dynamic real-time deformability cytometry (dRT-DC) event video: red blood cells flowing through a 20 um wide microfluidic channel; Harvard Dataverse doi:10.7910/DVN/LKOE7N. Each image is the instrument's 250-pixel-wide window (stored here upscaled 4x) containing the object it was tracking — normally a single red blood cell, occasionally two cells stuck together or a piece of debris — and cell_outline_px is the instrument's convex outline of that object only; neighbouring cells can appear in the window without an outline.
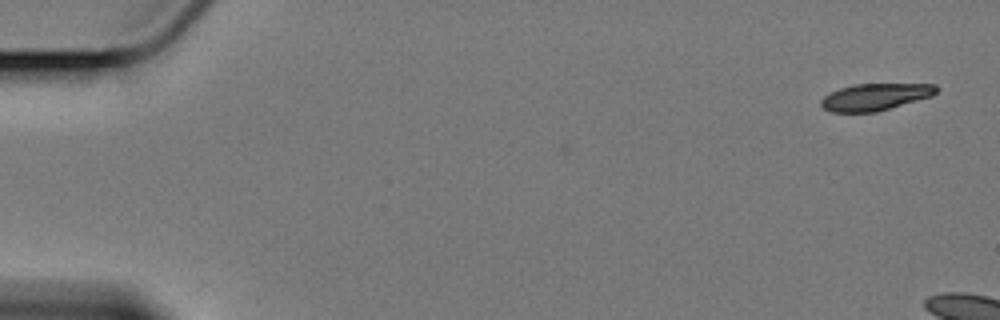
{"species": "Egyptian fruit bat (a non-hibernating species)", "species_latin": "Rousettus aegyptiacus", "temperature_condition": "cold", "stored_images_in_passage": 4, "camera_frame_rate_fps": 3000, "um_per_image_px": 0.085, "animal": {"sex": "female"}, "frame": {"image": 1, "passage_image": 1, "time_ms": 0.0, "image_size_px": [1000, 320], "cell_outline_px": [[940, 88], [932, 96], [876, 112], [832, 112], [824, 108], [820, 104], [820, 100], [828, 92], [852, 84], [936, 84]], "centroid_in_image_um": [74.38, 8.23], "position_along_channel_um": 10.6, "area_um2": 18.15}}